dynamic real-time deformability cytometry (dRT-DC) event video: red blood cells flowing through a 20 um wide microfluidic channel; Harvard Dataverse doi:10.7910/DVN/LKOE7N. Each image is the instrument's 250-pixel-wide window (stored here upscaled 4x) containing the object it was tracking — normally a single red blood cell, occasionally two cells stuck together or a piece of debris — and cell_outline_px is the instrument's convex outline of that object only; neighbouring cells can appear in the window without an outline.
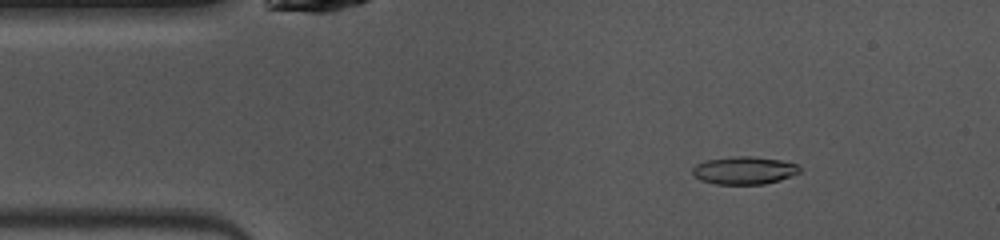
{"species": "common noctule bat (a hibernating species)", "species_latin": "Nyctalus noctula", "temperature_condition": "warm", "stored_images_in_passage": 47, "camera_frame_rate_fps": 3000, "um_per_image_px": 0.085, "animal": {"sex": "female", "body_mass_g": 10.0, "forearm_length_mm": 53.1}, "frame": {"image": 1, "passage_image": 5, "time_ms": 1.333, "image_size_px": [1000, 240], "cell_outline_px": [[800, 172], [780, 180], [764, 184], [716, 184], [700, 180], [692, 172], [692, 168], [696, 164], [704, 160], [736, 156], [748, 156], [780, 160], [796, 164], [800, 168]], "centroid_in_image_um": [63.23, 14.48], "position_along_channel_um": 21.8, "area_um2": 17.22}}
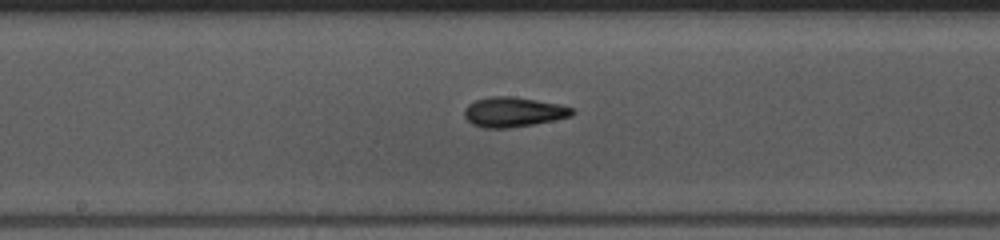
{"frame": {"image": 2, "passage_image": 22, "time_ms": 7.0, "image_size_px": [1000, 240], "cell_outline_px": [[576, 112], [572, 116], [532, 124], [508, 128], [484, 128], [472, 124], [464, 116], [464, 108], [468, 104], [476, 100], [492, 96], [512, 96], [560, 104], [572, 108]], "centroid_in_image_um": [43.62, 9.52], "position_along_channel_um": 204.6, "area_um2": 18.67}}
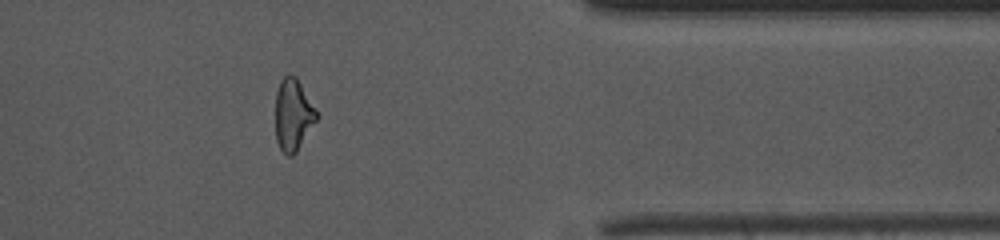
{"frame": {"image": 3, "passage_image": 37, "time_ms": 12.0, "image_size_px": [1000, 240], "cell_outline_px": [[320, 116], [296, 152], [292, 156], [288, 156], [280, 148], [276, 140], [276, 92], [280, 80], [288, 72], [296, 76], [316, 108]], "centroid_in_image_um": [24.93, 9.72], "position_along_channel_um": 386.5, "area_um2": 17.46}, "authors_computed_cell_mechanics": {"area_um2": 17.6868, "velocity_mm_per_s": 4.0811, "shape_relaxation_time_tau1_ms": 6.4904, "shape_relaxation_time_tau2_ms": 4.3142, "deformation_change_tau1": 0.2196, "deformation_change_tau2": 0.124}}